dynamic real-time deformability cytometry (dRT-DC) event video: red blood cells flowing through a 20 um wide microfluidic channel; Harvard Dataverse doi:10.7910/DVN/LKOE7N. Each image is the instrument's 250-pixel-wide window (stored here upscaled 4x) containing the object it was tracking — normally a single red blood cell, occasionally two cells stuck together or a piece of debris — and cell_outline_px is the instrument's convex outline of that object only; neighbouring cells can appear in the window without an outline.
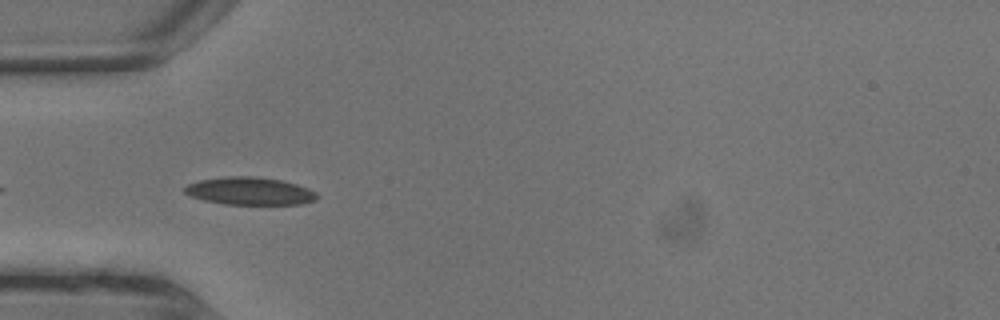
{"species": "common noctule bat (a hibernating species)", "species_latin": "Nyctalus noctula", "temperature_condition": "warm", "stored_images_in_passage": 7, "camera_frame_rate_fps": 3000, "um_per_image_px": 0.085, "animal": {"sex": "male", "body_mass_g": 13.3}, "frame": {"image": 1, "passage_image": 6, "time_ms": 1.667, "image_size_px": [1000, 320], "cell_outline_px": [[320, 196], [316, 200], [300, 204], [224, 204], [204, 200], [188, 196], [184, 192], [184, 188], [188, 184], [200, 180], [228, 176], [252, 176], [280, 180], [296, 184], [308, 188], [316, 192]], "centroid_in_image_um": [21.23, 16.24], "position_along_channel_um": 63.8, "area_um2": 21.33}}
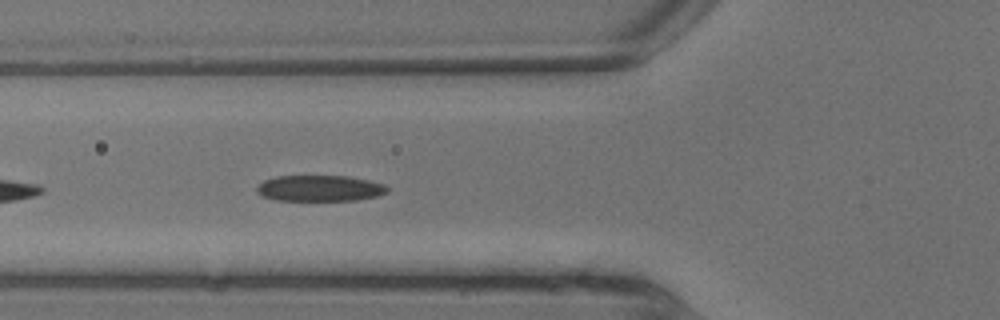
{"frame": {"image": 2, "passage_image": 7, "time_ms": 2.0, "image_size_px": [1000, 320], "cell_outline_px": [[388, 192], [376, 196], [356, 200], [276, 200], [264, 196], [256, 192], [256, 188], [264, 180], [276, 176], [348, 176], [368, 180], [384, 184], [388, 188]], "centroid_in_image_um": [27.18, 16.0], "position_along_channel_um": 98.6, "area_um2": 19.65}}